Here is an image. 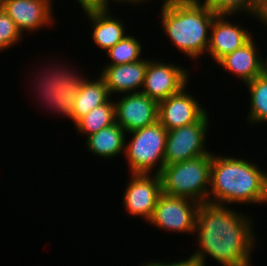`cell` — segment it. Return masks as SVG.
<instances>
[{
    "label": "cell",
    "instance_id": "1",
    "mask_svg": "<svg viewBox=\"0 0 267 266\" xmlns=\"http://www.w3.org/2000/svg\"><path fill=\"white\" fill-rule=\"evenodd\" d=\"M252 221L226 205L200 203L194 230L198 248L190 258L202 266H207L208 257L222 266H252L257 244Z\"/></svg>",
    "mask_w": 267,
    "mask_h": 266
},
{
    "label": "cell",
    "instance_id": "2",
    "mask_svg": "<svg viewBox=\"0 0 267 266\" xmlns=\"http://www.w3.org/2000/svg\"><path fill=\"white\" fill-rule=\"evenodd\" d=\"M261 169L242 157L212 153L208 202L228 206L267 203V172Z\"/></svg>",
    "mask_w": 267,
    "mask_h": 266
},
{
    "label": "cell",
    "instance_id": "3",
    "mask_svg": "<svg viewBox=\"0 0 267 266\" xmlns=\"http://www.w3.org/2000/svg\"><path fill=\"white\" fill-rule=\"evenodd\" d=\"M159 17L172 45L191 60L207 54L216 13L203 0H162ZM205 53V54H204Z\"/></svg>",
    "mask_w": 267,
    "mask_h": 266
},
{
    "label": "cell",
    "instance_id": "4",
    "mask_svg": "<svg viewBox=\"0 0 267 266\" xmlns=\"http://www.w3.org/2000/svg\"><path fill=\"white\" fill-rule=\"evenodd\" d=\"M54 63L49 67L41 65L43 68L38 73L34 72L37 79L31 80L34 82L31 86H35V97L38 95L39 99L36 101L41 102L49 111L52 110V113L68 117L74 125L73 108L77 92L88 80V76L84 77V74L75 71L69 64L67 66L65 62L60 63L57 60Z\"/></svg>",
    "mask_w": 267,
    "mask_h": 266
},
{
    "label": "cell",
    "instance_id": "5",
    "mask_svg": "<svg viewBox=\"0 0 267 266\" xmlns=\"http://www.w3.org/2000/svg\"><path fill=\"white\" fill-rule=\"evenodd\" d=\"M212 151L183 162L164 165L159 173L162 194L208 202Z\"/></svg>",
    "mask_w": 267,
    "mask_h": 266
},
{
    "label": "cell",
    "instance_id": "6",
    "mask_svg": "<svg viewBox=\"0 0 267 266\" xmlns=\"http://www.w3.org/2000/svg\"><path fill=\"white\" fill-rule=\"evenodd\" d=\"M127 134L131 140L126 139L124 157L130 174H159L165 165L166 128L158 121Z\"/></svg>",
    "mask_w": 267,
    "mask_h": 266
},
{
    "label": "cell",
    "instance_id": "7",
    "mask_svg": "<svg viewBox=\"0 0 267 266\" xmlns=\"http://www.w3.org/2000/svg\"><path fill=\"white\" fill-rule=\"evenodd\" d=\"M207 112L198 122L167 131L164 164L171 165L210 153L207 150L208 129Z\"/></svg>",
    "mask_w": 267,
    "mask_h": 266
},
{
    "label": "cell",
    "instance_id": "8",
    "mask_svg": "<svg viewBox=\"0 0 267 266\" xmlns=\"http://www.w3.org/2000/svg\"><path fill=\"white\" fill-rule=\"evenodd\" d=\"M199 204L189 198L161 194L149 223L166 232L194 234Z\"/></svg>",
    "mask_w": 267,
    "mask_h": 266
},
{
    "label": "cell",
    "instance_id": "9",
    "mask_svg": "<svg viewBox=\"0 0 267 266\" xmlns=\"http://www.w3.org/2000/svg\"><path fill=\"white\" fill-rule=\"evenodd\" d=\"M126 185L123 204L126 213L149 222L154 214L159 196L162 194L159 174L131 173Z\"/></svg>",
    "mask_w": 267,
    "mask_h": 266
},
{
    "label": "cell",
    "instance_id": "10",
    "mask_svg": "<svg viewBox=\"0 0 267 266\" xmlns=\"http://www.w3.org/2000/svg\"><path fill=\"white\" fill-rule=\"evenodd\" d=\"M148 59L146 76L141 92L160 102L178 93L189 81L190 74L183 66Z\"/></svg>",
    "mask_w": 267,
    "mask_h": 266
},
{
    "label": "cell",
    "instance_id": "11",
    "mask_svg": "<svg viewBox=\"0 0 267 266\" xmlns=\"http://www.w3.org/2000/svg\"><path fill=\"white\" fill-rule=\"evenodd\" d=\"M121 95L114 101L116 123L127 133L158 122L159 102L143 92Z\"/></svg>",
    "mask_w": 267,
    "mask_h": 266
},
{
    "label": "cell",
    "instance_id": "12",
    "mask_svg": "<svg viewBox=\"0 0 267 266\" xmlns=\"http://www.w3.org/2000/svg\"><path fill=\"white\" fill-rule=\"evenodd\" d=\"M0 7L23 35L51 27L55 21L52 0H0Z\"/></svg>",
    "mask_w": 267,
    "mask_h": 266
},
{
    "label": "cell",
    "instance_id": "13",
    "mask_svg": "<svg viewBox=\"0 0 267 266\" xmlns=\"http://www.w3.org/2000/svg\"><path fill=\"white\" fill-rule=\"evenodd\" d=\"M187 86L159 102L158 121L167 131L198 122L207 113Z\"/></svg>",
    "mask_w": 267,
    "mask_h": 266
},
{
    "label": "cell",
    "instance_id": "14",
    "mask_svg": "<svg viewBox=\"0 0 267 266\" xmlns=\"http://www.w3.org/2000/svg\"><path fill=\"white\" fill-rule=\"evenodd\" d=\"M229 17L233 15H217L211 25L207 53L215 64L253 37L248 28L227 20Z\"/></svg>",
    "mask_w": 267,
    "mask_h": 266
},
{
    "label": "cell",
    "instance_id": "15",
    "mask_svg": "<svg viewBox=\"0 0 267 266\" xmlns=\"http://www.w3.org/2000/svg\"><path fill=\"white\" fill-rule=\"evenodd\" d=\"M110 7L87 6L82 11L90 20L92 39L96 46L105 52L122 40L126 34V24L118 17L112 15ZM125 26V27H124Z\"/></svg>",
    "mask_w": 267,
    "mask_h": 266
},
{
    "label": "cell",
    "instance_id": "16",
    "mask_svg": "<svg viewBox=\"0 0 267 266\" xmlns=\"http://www.w3.org/2000/svg\"><path fill=\"white\" fill-rule=\"evenodd\" d=\"M148 59L121 65H105L101 76L109 90L110 95L141 92L146 76ZM138 88V89H137Z\"/></svg>",
    "mask_w": 267,
    "mask_h": 266
},
{
    "label": "cell",
    "instance_id": "17",
    "mask_svg": "<svg viewBox=\"0 0 267 266\" xmlns=\"http://www.w3.org/2000/svg\"><path fill=\"white\" fill-rule=\"evenodd\" d=\"M253 36L247 43L227 54L217 64L246 84L260 75V46ZM257 46V47H256Z\"/></svg>",
    "mask_w": 267,
    "mask_h": 266
},
{
    "label": "cell",
    "instance_id": "18",
    "mask_svg": "<svg viewBox=\"0 0 267 266\" xmlns=\"http://www.w3.org/2000/svg\"><path fill=\"white\" fill-rule=\"evenodd\" d=\"M127 132L117 123L93 133L85 139L88 152L101 159H113L125 154ZM122 152V153H121Z\"/></svg>",
    "mask_w": 267,
    "mask_h": 266
},
{
    "label": "cell",
    "instance_id": "19",
    "mask_svg": "<svg viewBox=\"0 0 267 266\" xmlns=\"http://www.w3.org/2000/svg\"><path fill=\"white\" fill-rule=\"evenodd\" d=\"M88 79L78 90L74 103L73 116L74 124L95 107L101 106L111 99L109 90L103 78Z\"/></svg>",
    "mask_w": 267,
    "mask_h": 266
},
{
    "label": "cell",
    "instance_id": "20",
    "mask_svg": "<svg viewBox=\"0 0 267 266\" xmlns=\"http://www.w3.org/2000/svg\"><path fill=\"white\" fill-rule=\"evenodd\" d=\"M114 123H116L115 104L111 98L108 102L95 107L85 116L80 118L74 124V128L81 136H85V134L89 136Z\"/></svg>",
    "mask_w": 267,
    "mask_h": 266
},
{
    "label": "cell",
    "instance_id": "21",
    "mask_svg": "<svg viewBox=\"0 0 267 266\" xmlns=\"http://www.w3.org/2000/svg\"><path fill=\"white\" fill-rule=\"evenodd\" d=\"M245 85L250 95L248 124L267 123V78L259 75Z\"/></svg>",
    "mask_w": 267,
    "mask_h": 266
},
{
    "label": "cell",
    "instance_id": "22",
    "mask_svg": "<svg viewBox=\"0 0 267 266\" xmlns=\"http://www.w3.org/2000/svg\"><path fill=\"white\" fill-rule=\"evenodd\" d=\"M143 46L140 40L132 35H126L122 40L116 43L106 55L110 59L107 65H121L139 61L142 59Z\"/></svg>",
    "mask_w": 267,
    "mask_h": 266
},
{
    "label": "cell",
    "instance_id": "23",
    "mask_svg": "<svg viewBox=\"0 0 267 266\" xmlns=\"http://www.w3.org/2000/svg\"><path fill=\"white\" fill-rule=\"evenodd\" d=\"M263 0H206L205 3L217 15L244 14L257 18Z\"/></svg>",
    "mask_w": 267,
    "mask_h": 266
},
{
    "label": "cell",
    "instance_id": "24",
    "mask_svg": "<svg viewBox=\"0 0 267 266\" xmlns=\"http://www.w3.org/2000/svg\"><path fill=\"white\" fill-rule=\"evenodd\" d=\"M23 36L15 22L0 7V52L20 44Z\"/></svg>",
    "mask_w": 267,
    "mask_h": 266
},
{
    "label": "cell",
    "instance_id": "25",
    "mask_svg": "<svg viewBox=\"0 0 267 266\" xmlns=\"http://www.w3.org/2000/svg\"><path fill=\"white\" fill-rule=\"evenodd\" d=\"M146 264L143 263L141 266H202L200 263L197 261L191 259L190 257L184 258L183 260H178L176 262H156V260L153 261H148L145 262Z\"/></svg>",
    "mask_w": 267,
    "mask_h": 266
},
{
    "label": "cell",
    "instance_id": "26",
    "mask_svg": "<svg viewBox=\"0 0 267 266\" xmlns=\"http://www.w3.org/2000/svg\"><path fill=\"white\" fill-rule=\"evenodd\" d=\"M255 20L264 24L263 26H265V28L267 27V0L262 1L261 9Z\"/></svg>",
    "mask_w": 267,
    "mask_h": 266
},
{
    "label": "cell",
    "instance_id": "27",
    "mask_svg": "<svg viewBox=\"0 0 267 266\" xmlns=\"http://www.w3.org/2000/svg\"><path fill=\"white\" fill-rule=\"evenodd\" d=\"M111 0H103V6H106V7H111L110 5V2ZM113 1L114 2H116V4H118V3H121V4H123L124 5V3L125 4H133V5H135V6H137V5H141L142 3H146L145 1H150V0H112V3H113Z\"/></svg>",
    "mask_w": 267,
    "mask_h": 266
},
{
    "label": "cell",
    "instance_id": "28",
    "mask_svg": "<svg viewBox=\"0 0 267 266\" xmlns=\"http://www.w3.org/2000/svg\"><path fill=\"white\" fill-rule=\"evenodd\" d=\"M82 7L103 6V0H75Z\"/></svg>",
    "mask_w": 267,
    "mask_h": 266
},
{
    "label": "cell",
    "instance_id": "29",
    "mask_svg": "<svg viewBox=\"0 0 267 266\" xmlns=\"http://www.w3.org/2000/svg\"><path fill=\"white\" fill-rule=\"evenodd\" d=\"M262 55L264 54H261L260 75L267 78V55L265 57H263Z\"/></svg>",
    "mask_w": 267,
    "mask_h": 266
}]
</instances>
